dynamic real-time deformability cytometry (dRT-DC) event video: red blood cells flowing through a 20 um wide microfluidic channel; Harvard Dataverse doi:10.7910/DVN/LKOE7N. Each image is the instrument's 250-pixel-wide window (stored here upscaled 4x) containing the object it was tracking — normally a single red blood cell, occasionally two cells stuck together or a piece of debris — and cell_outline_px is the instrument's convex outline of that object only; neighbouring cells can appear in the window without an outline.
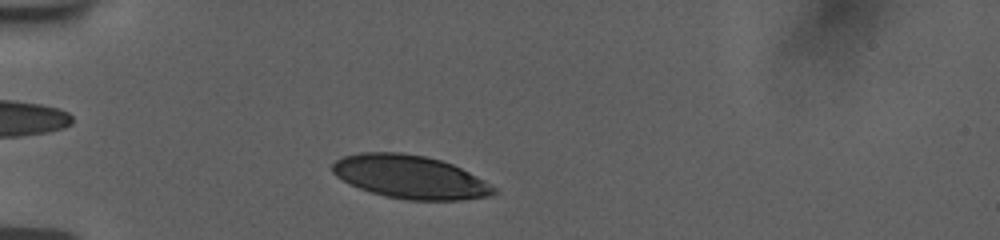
{"species": "human", "species_latin": "Homo sapiens", "temperature_condition": "room temperature", "stored_images_in_passage": 38, "camera_frame_rate_fps": 3000, "um_per_image_px": 0.085, "donor": {"sex": "female"}, "frame": {"image": 1, "passage_image": 4, "time_ms": 1.0, "image_size_px": [1000, 240], "cell_outline_px": [[496, 192], [488, 196], [460, 200], [408, 200], [384, 196], [360, 188], [336, 176], [332, 172], [332, 164], [336, 160], [344, 156], [360, 152], [400, 152], [424, 156], [440, 160], [452, 164], [484, 180], [496, 188]], "centroid_in_image_um": [34.85, 15.03], "position_along_channel_um": 50.2, "area_um2": 40.34}}
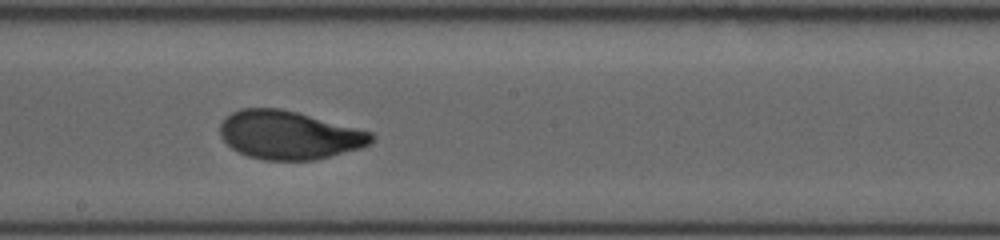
{"frame": {"image": 2, "passage_image": 20, "time_ms": 6.333, "image_size_px": [1000, 240], "cell_outline_px": [[372, 144], [364, 148], [316, 160], [264, 160], [248, 156], [232, 148], [220, 136], [220, 124], [232, 112], [240, 108], [280, 108], [296, 112], [372, 132]], "centroid_in_image_um": [24.59, 11.49], "position_along_channel_um": 223.6, "area_um2": 42.6}}
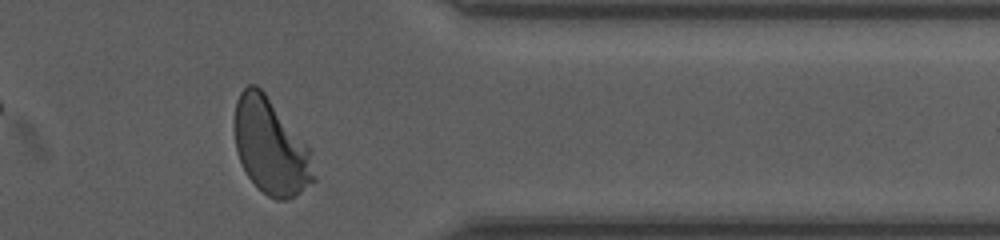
{"frame": {"image": 3, "passage_image": 34, "time_ms": 11.0, "image_size_px": [1000, 240], "cell_outline_px": [[316, 180], [300, 192], [284, 200], [276, 200], [268, 196], [248, 176], [236, 152], [232, 128], [232, 120], [236, 100], [240, 92], [248, 84], [256, 84], [264, 92], [308, 144], [312, 152], [316, 176]], "centroid_in_image_um": [23.0, 12.43], "position_along_channel_um": 388.4, "area_um2": 44.8}, "authors_computed_cell_mechanics": {"area_um2": 42.5119, "velocity_mm_per_s": 3.7263, "shape_relaxation_time_tau1_ms": 3.183, "shape_relaxation_time_tau2_ms": null, "deformation_change_tau1": 0.1557, "deformation_change_tau2": null}}